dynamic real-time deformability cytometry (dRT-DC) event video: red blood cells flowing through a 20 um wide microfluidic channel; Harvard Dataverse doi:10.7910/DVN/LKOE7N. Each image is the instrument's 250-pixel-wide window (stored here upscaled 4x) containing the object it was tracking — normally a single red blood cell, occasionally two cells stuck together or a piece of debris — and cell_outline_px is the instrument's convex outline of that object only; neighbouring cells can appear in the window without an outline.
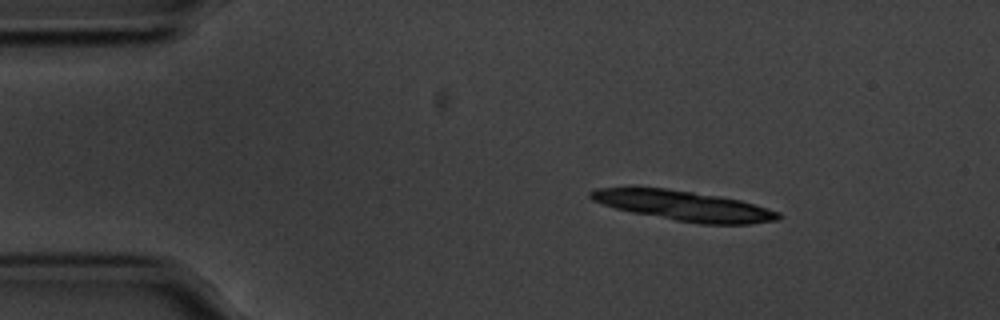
{"species": "common noctule bat (a hibernating species)", "species_latin": "Nyctalus noctula", "temperature_condition": "cold", "stored_images_in_passage": 49, "segment_of_instrument_passage": [1, 2], "camera_frame_rate_fps": 3000, "um_per_image_px": 0.085, "animal": {"sex": "male", "body_mass_g": 20.1, "forearm_length_mm": 53.5}, "frame": {"image": 1, "passage_image": 1, "time_ms": 0.0, "image_size_px": [1000, 320], "cell_outline_px": [[780, 216], [768, 220], [740, 224], [716, 224], [684, 220], [640, 212], [620, 208], [596, 200], [592, 196], [592, 192], [608, 188], [656, 188], [684, 192], [736, 200], [776, 212]], "centroid_in_image_um": [58.14, 17.48], "position_along_channel_um": 26.9, "area_um2": 29.13}}